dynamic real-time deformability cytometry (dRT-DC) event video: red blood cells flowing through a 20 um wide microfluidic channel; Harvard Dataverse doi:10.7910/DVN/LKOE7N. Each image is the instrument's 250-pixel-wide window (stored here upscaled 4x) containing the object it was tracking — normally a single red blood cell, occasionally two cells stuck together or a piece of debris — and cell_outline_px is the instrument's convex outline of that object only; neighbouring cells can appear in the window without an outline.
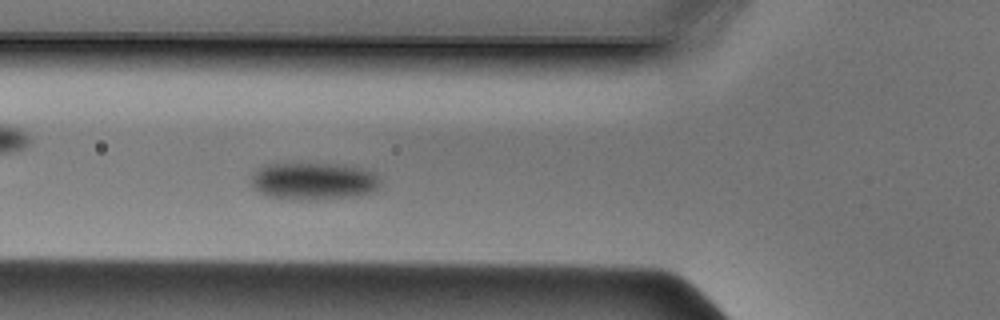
{"species": "Egyptian fruit bat (a non-hibernating species)", "species_latin": "Rousettus aegyptiacus", "temperature_condition": "cold", "stored_images_in_passage": 45, "camera_frame_rate_fps": 3000, "um_per_image_px": 0.085, "animal": {"sex": "male"}, "frame": {"image": 1, "passage_image": 13, "time_ms": 4.0, "image_size_px": [1000, 320], "cell_outline_px": [[380, 184], [376, 188], [368, 192], [356, 196], [300, 200], [272, 196], [260, 192], [252, 184], [252, 172], [256, 168], [264, 164], [352, 164], [372, 172], [380, 180]], "centroid_in_image_um": [26.65, 15.37], "position_along_channel_um": 99.2, "area_um2": 27.8}}
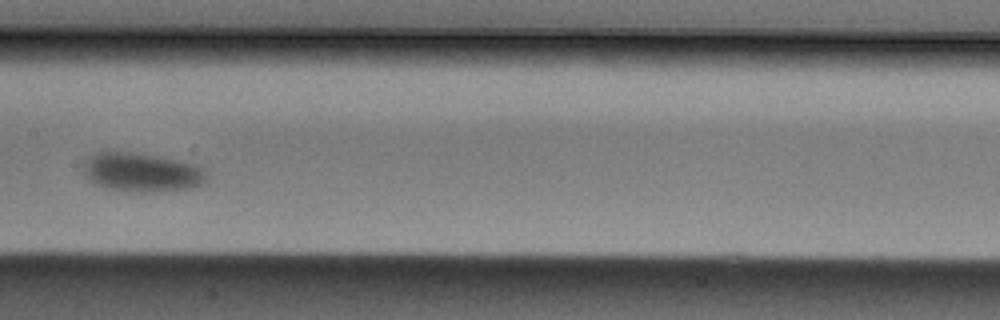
{"frame": {"image": 2, "passage_image": 20, "time_ms": 6.333, "image_size_px": [1000, 320], "cell_outline_px": [[208, 176], [200, 184], [192, 188], [104, 188], [88, 180], [84, 176], [84, 160], [88, 156], [96, 152], [108, 148], [136, 152], [184, 160], [196, 164], [204, 168]], "centroid_in_image_um": [11.98, 14.51], "position_along_channel_um": 195.4, "area_um2": 27.57}}
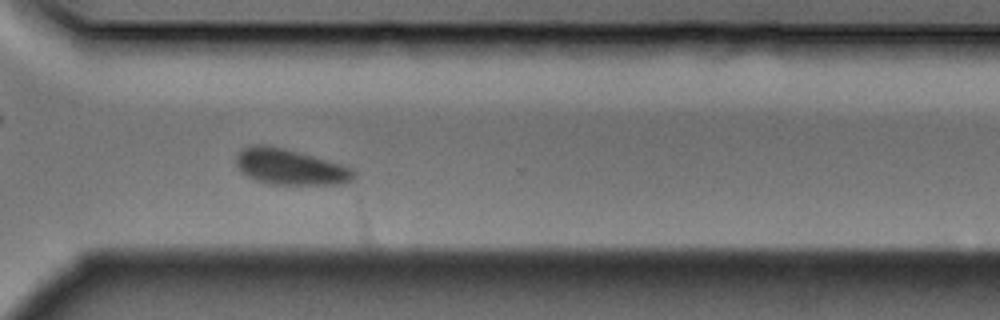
{"frame": {"image": 3, "passage_image": 31, "time_ms": 10.0, "image_size_px": [1000, 320], "cell_outline_px": [[356, 176], [352, 180], [340, 184], [272, 184], [256, 180], [240, 172], [236, 164], [236, 156], [240, 148], [252, 144], [268, 144], [284, 148], [340, 164], [352, 168], [356, 172]], "centroid_in_image_um": [24.61, 14.17], "position_along_channel_um": 346.0, "area_um2": 24.57}}